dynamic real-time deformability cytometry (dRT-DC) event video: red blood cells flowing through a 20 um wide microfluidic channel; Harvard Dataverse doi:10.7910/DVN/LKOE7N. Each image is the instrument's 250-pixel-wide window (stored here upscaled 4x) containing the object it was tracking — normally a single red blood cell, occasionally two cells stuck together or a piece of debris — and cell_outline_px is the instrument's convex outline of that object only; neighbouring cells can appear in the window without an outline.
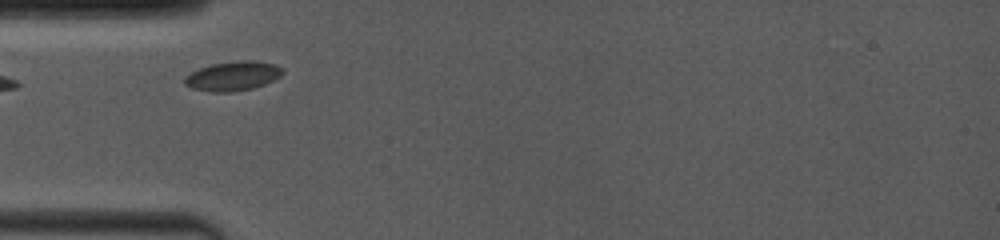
{"species": "common noctule bat (a hibernating species)", "species_latin": "Nyctalus noctula", "temperature_condition": "room temperature", "stored_images_in_passage": 11, "camera_frame_rate_fps": 4000, "um_per_image_px": 0.085, "animal": {"sex": "female", "body_mass_g": 19.0, "forearm_length_mm": 53.3}, "frame": {"image": 1, "passage_image": 1, "time_ms": 0.0, "image_size_px": [1000, 240], "cell_outline_px": [[284, 72], [280, 76], [264, 84], [252, 88], [232, 92], [208, 92], [192, 88], [184, 84], [184, 76], [200, 68], [212, 64], [240, 60], [252, 60], [276, 64], [284, 68]], "centroid_in_image_um": [19.79, 6.46], "position_along_channel_um": 65.2, "area_um2": 16.82}}
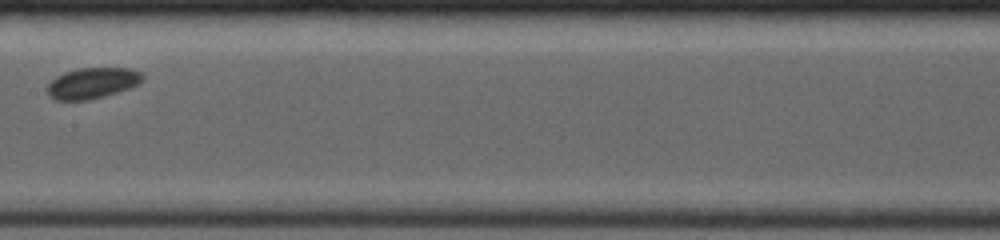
{"frame": {"image": 2, "passage_image": 7, "time_ms": 3.5, "image_size_px": [1000, 240], "cell_outline_px": [[144, 80], [128, 88], [104, 96], [88, 100], [56, 100], [48, 96], [48, 84], [56, 76], [64, 72], [80, 68], [132, 68], [140, 72], [144, 76]], "centroid_in_image_um": [7.84, 7.05], "position_along_channel_um": 199.6, "area_um2": 17.05}}
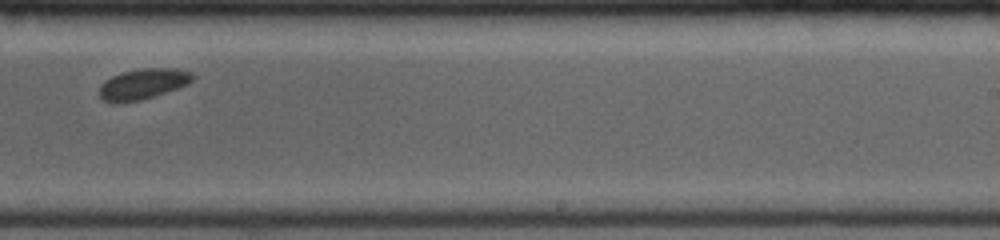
{"frame": {"image": 3, "passage_image": 10, "time_ms": 5.5, "image_size_px": [1000, 240], "cell_outline_px": [[196, 76], [188, 84], [140, 100], [112, 104], [100, 100], [100, 84], [104, 80], [112, 76], [124, 72], [144, 68], [176, 68], [192, 72]], "centroid_in_image_um": [12.12, 7.14], "position_along_channel_um": 276.9, "area_um2": 16.65}}